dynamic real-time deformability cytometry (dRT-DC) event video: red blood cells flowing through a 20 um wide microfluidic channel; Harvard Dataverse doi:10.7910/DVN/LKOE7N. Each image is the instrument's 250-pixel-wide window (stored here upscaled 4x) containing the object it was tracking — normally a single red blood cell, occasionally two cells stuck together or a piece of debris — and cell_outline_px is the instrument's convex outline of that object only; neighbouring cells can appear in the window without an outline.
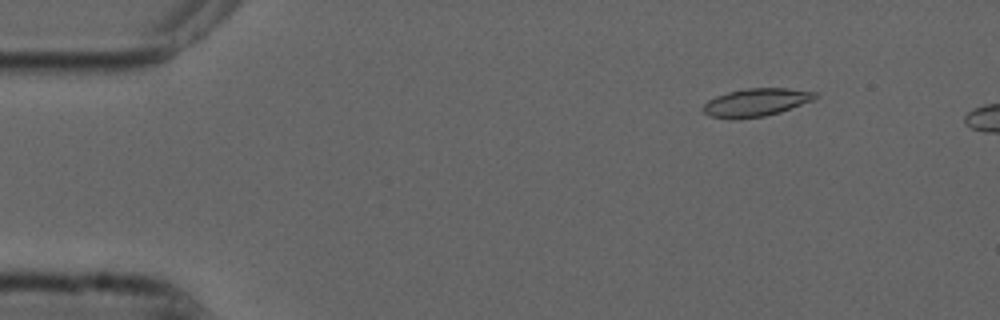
{"species": "common noctule bat (a hibernating species)", "species_latin": "Nyctalus noctula", "temperature_condition": "cold", "stored_images_in_passage": 12, "camera_frame_rate_fps": 3000, "um_per_image_px": 0.085, "animal": {"sex": "male", "forearm_length_mm": 52.5}, "frame": {"image": 1, "passage_image": 7, "time_ms": 2.0, "image_size_px": [1000, 320], "cell_outline_px": [[816, 96], [812, 100], [780, 112], [764, 116], [728, 120], [708, 116], [704, 112], [704, 104], [708, 100], [716, 96], [728, 92], [748, 88], [788, 88], [816, 92]], "centroid_in_image_um": [64.21, 8.71], "position_along_channel_um": 20.8, "area_um2": 18.15}}